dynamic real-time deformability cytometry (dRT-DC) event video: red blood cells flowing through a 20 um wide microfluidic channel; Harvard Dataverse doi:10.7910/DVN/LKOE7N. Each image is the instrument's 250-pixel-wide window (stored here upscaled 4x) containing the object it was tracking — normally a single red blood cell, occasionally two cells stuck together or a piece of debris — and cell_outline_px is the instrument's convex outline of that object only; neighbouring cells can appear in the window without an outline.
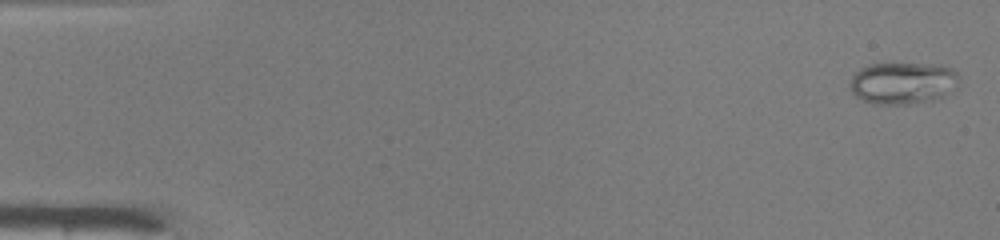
{"species": "common noctule bat (a hibernating species)", "species_latin": "Nyctalus noctula", "temperature_condition": "warm", "stored_images_in_passage": 33, "camera_frame_rate_fps": 3000, "um_per_image_px": 0.085, "animal": {"sex": "male", "body_mass_g": 19.0, "forearm_length_mm": 50.8}, "frame": {"image": 1, "passage_image": 1, "time_ms": 0.0, "image_size_px": [1000, 240], "cell_outline_px": [[960, 84], [956, 88], [940, 100], [912, 104], [872, 104], [856, 96], [852, 92], [852, 76], [860, 68], [868, 64], [940, 64], [952, 68], [960, 76]], "centroid_in_image_um": [76.84, 7.07], "position_along_channel_um": 8.2, "area_um2": 27.17}}
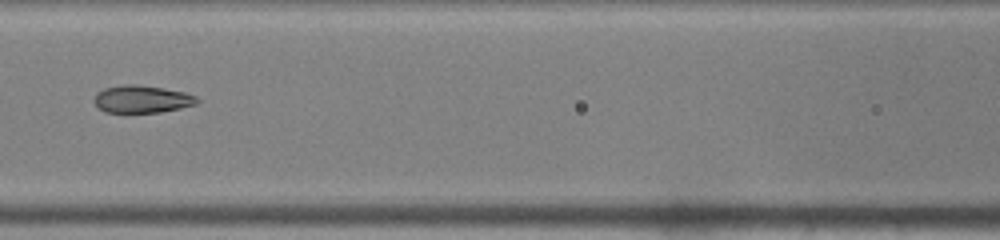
{"frame": {"image": 2, "passage_image": 22, "time_ms": 7.0, "image_size_px": [1000, 240], "cell_outline_px": [[200, 100], [196, 104], [180, 108], [160, 112], [104, 112], [96, 104], [96, 92], [104, 88], [124, 84], [136, 84], [164, 88], [184, 92], [196, 96]], "centroid_in_image_um": [12.09, 8.41], "position_along_channel_um": 154.5, "area_um2": 16.36}}
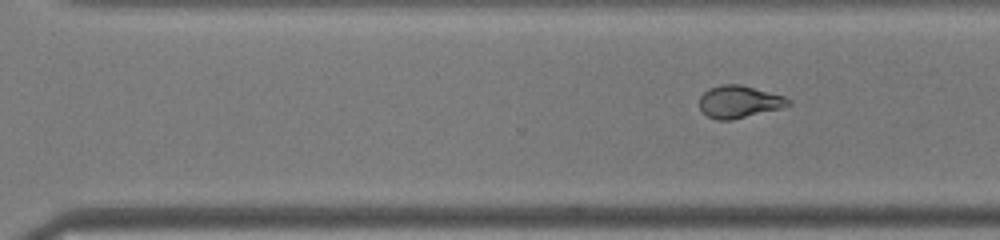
{"frame": {"image": 3, "passage_image": 33, "time_ms": 10.667, "image_size_px": [1000, 240], "cell_outline_px": [[792, 104], [780, 108], [732, 120], [716, 120], [708, 116], [700, 108], [700, 96], [708, 88], [720, 84], [740, 84], [784, 96]], "centroid_in_image_um": [62.79, 8.64], "position_along_channel_um": 307.8, "area_um2": 16.59}}